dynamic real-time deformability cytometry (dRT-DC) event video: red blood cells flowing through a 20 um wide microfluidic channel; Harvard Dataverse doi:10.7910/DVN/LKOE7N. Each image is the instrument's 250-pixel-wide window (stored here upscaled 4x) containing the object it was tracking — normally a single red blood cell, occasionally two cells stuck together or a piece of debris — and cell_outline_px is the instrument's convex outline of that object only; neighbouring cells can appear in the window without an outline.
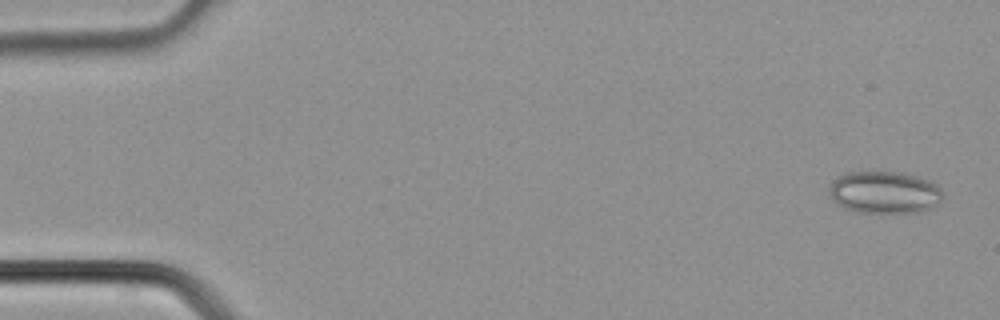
{"species": "common noctule bat (a hibernating species)", "species_latin": "Nyctalus noctula", "temperature_condition": "cold", "stored_images_in_passage": 11, "camera_frame_rate_fps": 3000, "um_per_image_px": 0.085, "animal": {"sex": "male", "body_mass_g": 21.5, "forearm_length_mm": 52.0}, "frame": {"image": 1, "passage_image": 2, "time_ms": 0.333, "image_size_px": [1000, 320], "cell_outline_px": [[940, 200], [932, 208], [920, 212], [856, 212], [844, 208], [832, 200], [828, 192], [828, 188], [832, 180], [836, 176], [848, 172], [900, 172], [916, 176], [928, 180], [936, 184], [940, 188]], "centroid_in_image_um": [75.11, 16.34], "position_along_channel_um": 9.9, "area_um2": 27.98}}